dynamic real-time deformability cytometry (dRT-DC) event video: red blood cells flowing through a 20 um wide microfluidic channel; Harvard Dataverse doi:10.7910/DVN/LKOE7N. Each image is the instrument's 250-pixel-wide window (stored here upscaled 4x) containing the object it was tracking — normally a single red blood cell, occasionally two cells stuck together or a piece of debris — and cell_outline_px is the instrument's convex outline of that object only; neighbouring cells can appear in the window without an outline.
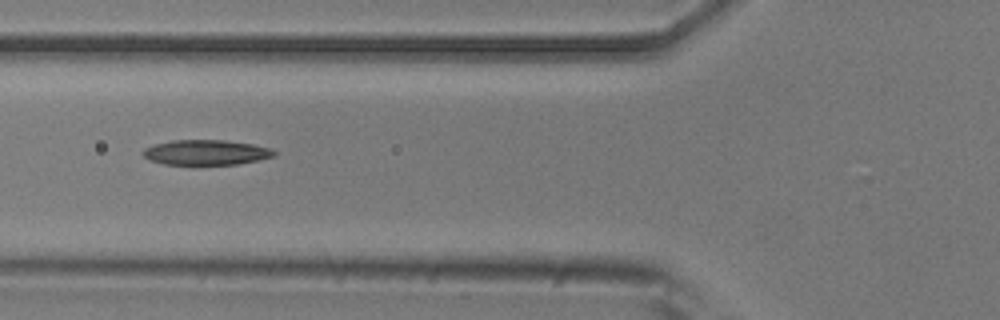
{"species": "common noctule bat (a hibernating species)", "species_latin": "Nyctalus noctula", "temperature_condition": "room temperature", "stored_images_in_passage": 37, "camera_frame_rate_fps": 3000, "um_per_image_px": 0.085, "animal": {"sex": "male", "body_mass_g": 20.5, "forearm_length_mm": 52.5}, "frame": {"image": 1, "passage_image": 4, "time_ms": 1.0, "image_size_px": [1000, 320], "cell_outline_px": [[276, 152], [272, 156], [260, 160], [236, 164], [164, 164], [148, 160], [140, 152], [144, 148], [156, 144], [172, 140], [224, 140], [252, 144], [272, 148]], "centroid_in_image_um": [17.49, 12.95], "position_along_channel_um": 108.3, "area_um2": 19.13}}
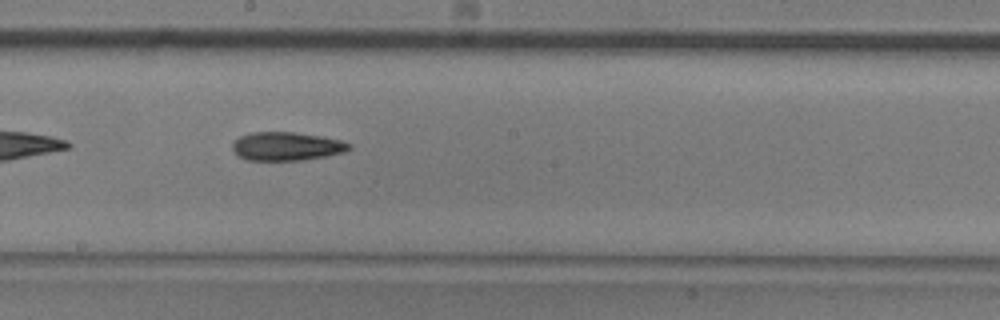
{"frame": {"image": 2, "passage_image": 13, "time_ms": 4.0, "image_size_px": [1000, 320], "cell_outline_px": [[352, 148], [344, 152], [304, 160], [248, 160], [240, 156], [232, 148], [232, 144], [240, 136], [252, 132], [292, 132], [324, 136], [340, 140], [352, 144]], "centroid_in_image_um": [24.4, 12.43], "position_along_channel_um": 223.8, "area_um2": 19.31}}
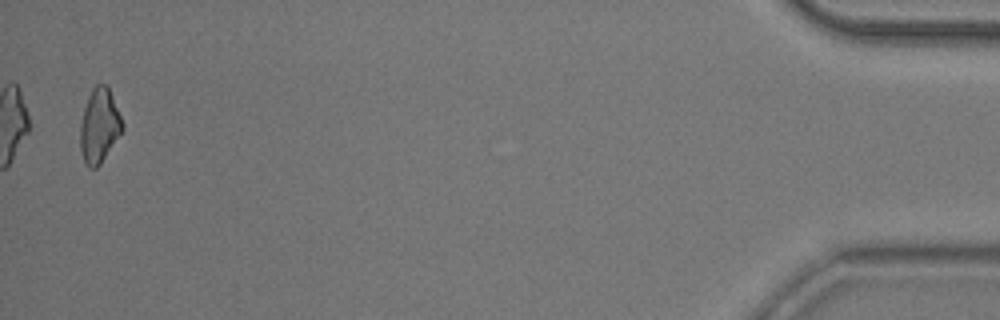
{"frame": {"image": 3, "passage_image": 36, "time_ms": 11.667, "image_size_px": [1000, 320], "cell_outline_px": [[124, 128], [100, 164], [96, 168], [88, 168], [84, 160], [80, 148], [80, 124], [84, 108], [88, 96], [92, 88], [96, 84], [104, 84], [108, 88], [112, 96], [124, 124]], "centroid_in_image_um": [8.43, 10.69], "position_along_channel_um": 426.8, "area_um2": 18.03}, "authors_computed_cell_mechanics": {"area_um2": 18.9584, "velocity_mm_per_s": 3.8336, "shape_relaxation_time_tau1_ms": 8.7659, "shape_relaxation_time_tau2_ms": 8.6723, "deformation_change_tau1": 0.1856, "deformation_change_tau2": 0.2115}}